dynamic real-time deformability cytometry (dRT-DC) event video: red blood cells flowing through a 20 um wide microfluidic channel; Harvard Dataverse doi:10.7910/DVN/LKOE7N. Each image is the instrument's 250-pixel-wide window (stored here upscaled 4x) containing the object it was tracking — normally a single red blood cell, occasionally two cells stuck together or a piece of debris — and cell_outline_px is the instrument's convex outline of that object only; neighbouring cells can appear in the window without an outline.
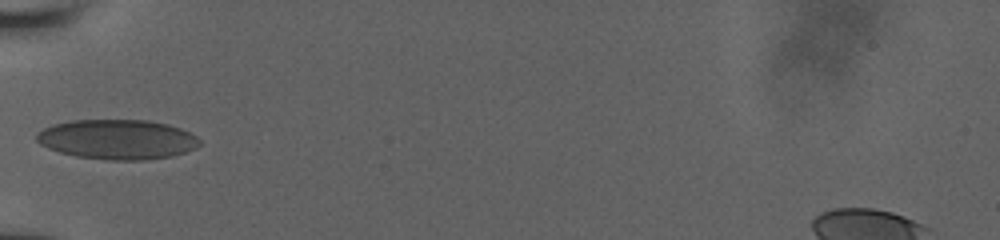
{"species": "human", "species_latin": "Homo sapiens", "temperature_condition": "room temperature", "stored_images_in_passage": 18, "camera_frame_rate_fps": 3000, "um_per_image_px": 0.085, "donor": {"sex": "male"}, "frame": {"image": 1, "passage_image": 1, "time_ms": 0.0, "image_size_px": [1000, 240], "cell_outline_px": [[200, 144], [196, 148], [172, 156], [144, 160], [108, 160], [76, 156], [60, 152], [48, 148], [40, 144], [36, 140], [36, 136], [44, 128], [52, 124], [68, 120], [148, 120], [168, 124], [180, 128], [196, 136], [200, 140]], "centroid_in_image_um": [9.97, 11.84], "position_along_channel_um": 75.0, "area_um2": 37.86}}
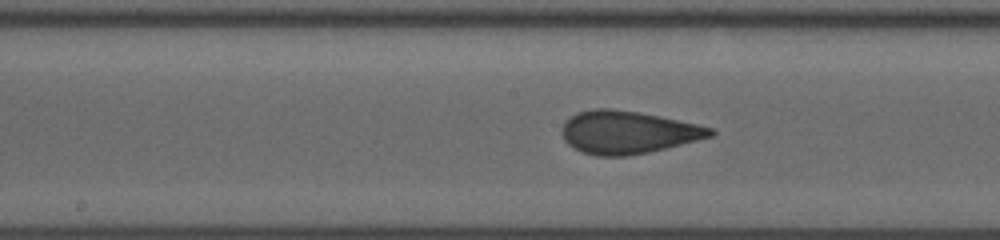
{"frame": {"image": 2, "passage_image": 8, "time_ms": 3.0, "image_size_px": [1000, 240], "cell_outline_px": [[716, 132], [712, 136], [648, 152], [628, 156], [596, 156], [584, 152], [568, 144], [564, 140], [564, 120], [568, 116], [576, 112], [592, 108], [612, 108], [640, 112], [660, 116], [696, 124], [712, 128]], "centroid_in_image_um": [53.33, 11.22], "position_along_channel_um": 194.9, "area_um2": 36.76}}
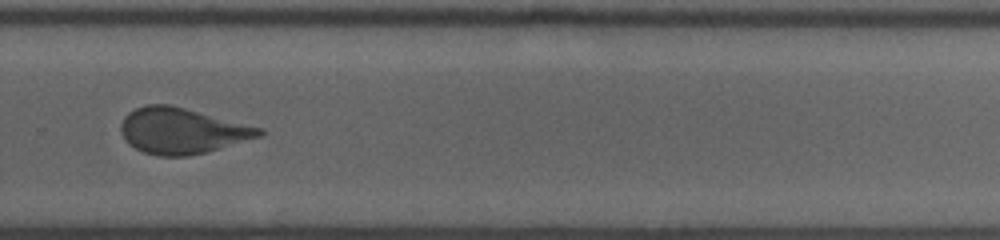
{"frame": {"image": 3, "passage_image": 16, "time_ms": 6.0, "image_size_px": [1000, 240], "cell_outline_px": [[264, 132], [260, 136], [204, 152], [188, 156], [160, 156], [144, 152], [128, 144], [124, 140], [120, 132], [120, 124], [124, 116], [128, 112], [136, 108], [148, 104], [168, 104], [264, 128]], "centroid_in_image_um": [15.41, 11.11], "position_along_channel_um": 314.4, "area_um2": 36.65}}